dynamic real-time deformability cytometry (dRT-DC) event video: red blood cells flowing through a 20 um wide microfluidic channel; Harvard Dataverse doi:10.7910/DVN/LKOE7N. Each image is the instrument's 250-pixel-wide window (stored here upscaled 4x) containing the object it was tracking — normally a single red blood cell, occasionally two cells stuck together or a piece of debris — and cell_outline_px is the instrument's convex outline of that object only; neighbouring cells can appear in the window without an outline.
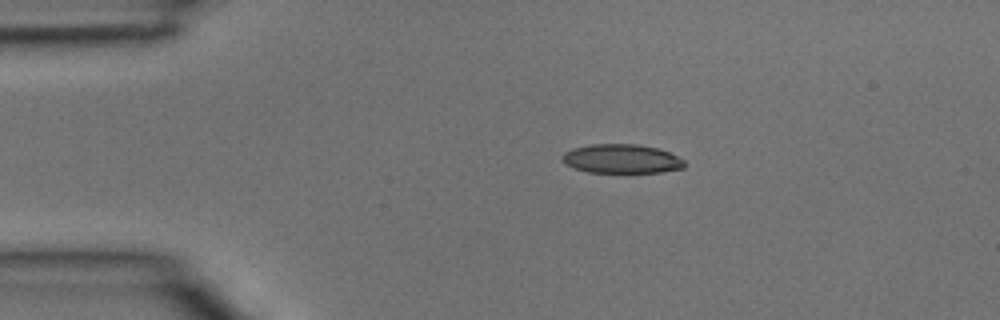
{"species": "common noctule bat (a hibernating species)", "species_latin": "Nyctalus noctula", "temperature_condition": "room temperature", "stored_images_in_passage": 2, "camera_frame_rate_fps": 3000, "um_per_image_px": 0.085, "animal": {"sex": "male", "body_mass_g": 15.6}, "frame": {"image": 1, "passage_image": 1, "time_ms": 0.0, "image_size_px": [1000, 320], "cell_outline_px": [[684, 168], [660, 172], [588, 172], [572, 168], [564, 164], [560, 160], [560, 156], [564, 152], [572, 148], [592, 144], [636, 144], [656, 148], [668, 152], [684, 160]], "centroid_in_image_um": [52.75, 13.5], "position_along_channel_um": 32.2, "area_um2": 20.75}}